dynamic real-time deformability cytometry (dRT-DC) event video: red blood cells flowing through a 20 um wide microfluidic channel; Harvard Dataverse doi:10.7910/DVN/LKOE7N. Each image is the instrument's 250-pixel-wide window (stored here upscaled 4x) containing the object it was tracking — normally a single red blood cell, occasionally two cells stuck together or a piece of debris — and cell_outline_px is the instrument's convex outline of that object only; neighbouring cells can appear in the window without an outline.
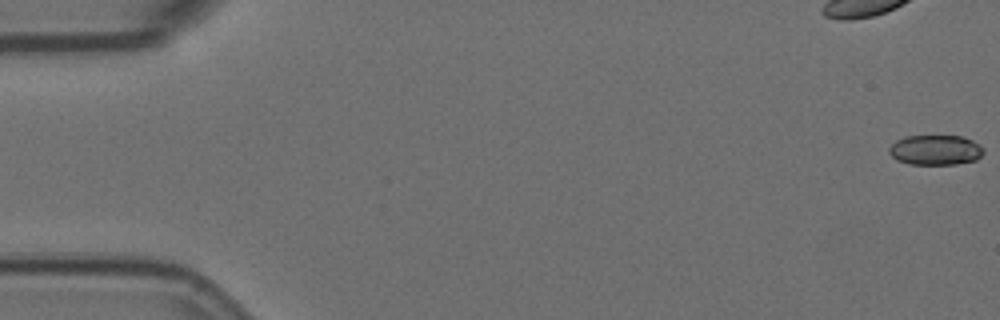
{"species": "Egyptian fruit bat (a non-hibernating species)", "species_latin": "Rousettus aegyptiacus", "temperature_condition": "room temperature", "stored_images_in_passage": 6, "camera_frame_rate_fps": 3000, "um_per_image_px": 0.085, "animal": {"sex": "female"}, "frame": {"image": 1, "passage_image": 1, "time_ms": 0.0, "image_size_px": [1000, 320], "cell_outline_px": [[984, 152], [976, 160], [956, 164], [908, 164], [896, 160], [888, 152], [888, 148], [896, 140], [904, 136], [964, 136], [980, 144], [984, 148]], "centroid_in_image_um": [79.51, 12.74], "position_along_channel_um": 5.5, "area_um2": 16.7}}
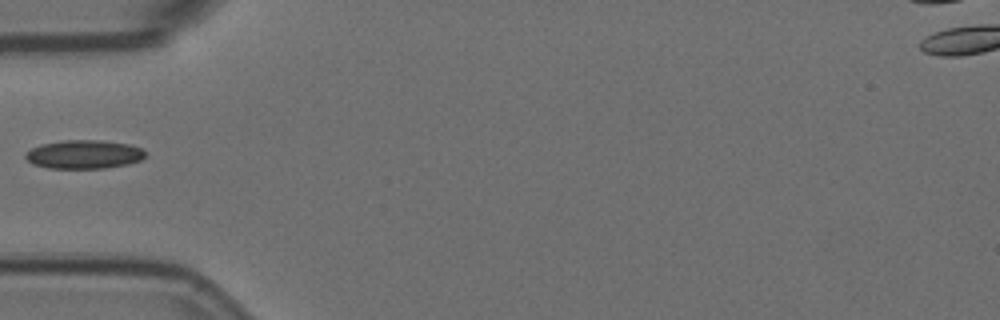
{"frame": {"image": 2, "passage_image": 5, "time_ms": 1.333, "image_size_px": [1000, 320], "cell_outline_px": [[148, 152], [140, 160], [128, 164], [104, 168], [48, 168], [32, 164], [24, 156], [24, 152], [40, 144], [64, 140], [100, 140], [128, 144], [140, 148]], "centroid_in_image_um": [7.11, 13.12], "position_along_channel_um": 77.9, "area_um2": 20.06}}
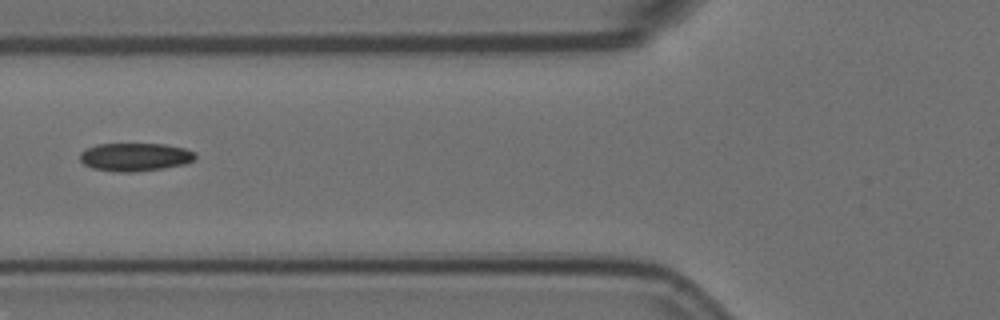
{"frame": {"image": 3, "passage_image": 6, "time_ms": 1.667, "image_size_px": [1000, 320], "cell_outline_px": [[196, 156], [192, 160], [184, 164], [164, 168], [136, 172], [112, 172], [92, 168], [84, 164], [80, 160], [80, 152], [88, 148], [100, 144], [164, 144], [184, 148], [196, 152]], "centroid_in_image_um": [11.47, 13.35], "position_along_channel_um": 114.3, "area_um2": 18.96}}